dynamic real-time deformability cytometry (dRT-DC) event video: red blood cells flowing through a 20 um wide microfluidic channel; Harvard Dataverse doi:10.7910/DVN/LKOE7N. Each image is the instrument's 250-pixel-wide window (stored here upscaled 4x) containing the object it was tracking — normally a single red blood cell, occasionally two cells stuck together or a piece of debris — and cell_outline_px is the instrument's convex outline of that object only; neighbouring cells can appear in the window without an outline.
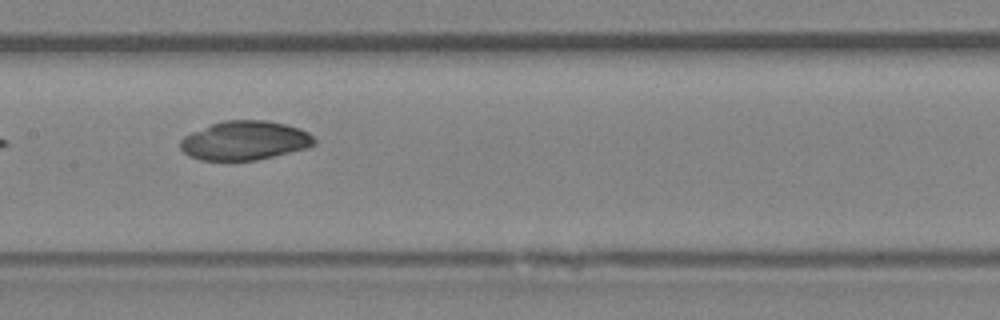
{"species": "Egyptian fruit bat (a non-hibernating species)", "species_latin": "Rousettus aegyptiacus", "temperature_condition": "room temperature", "stored_images_in_passage": 7, "camera_frame_rate_fps": 3000, "um_per_image_px": 0.085, "animal": {"sex": "female"}, "frame": {"image": 1, "passage_image": 5, "time_ms": 4.667, "image_size_px": [1000, 320], "cell_outline_px": [[316, 144], [308, 148], [256, 160], [200, 160], [188, 156], [180, 148], [180, 140], [184, 136], [192, 132], [212, 124], [224, 120], [268, 120], [300, 128], [308, 132], [316, 140]], "centroid_in_image_um": [20.82, 11.94], "position_along_channel_um": 186.6, "area_um2": 30.52}}